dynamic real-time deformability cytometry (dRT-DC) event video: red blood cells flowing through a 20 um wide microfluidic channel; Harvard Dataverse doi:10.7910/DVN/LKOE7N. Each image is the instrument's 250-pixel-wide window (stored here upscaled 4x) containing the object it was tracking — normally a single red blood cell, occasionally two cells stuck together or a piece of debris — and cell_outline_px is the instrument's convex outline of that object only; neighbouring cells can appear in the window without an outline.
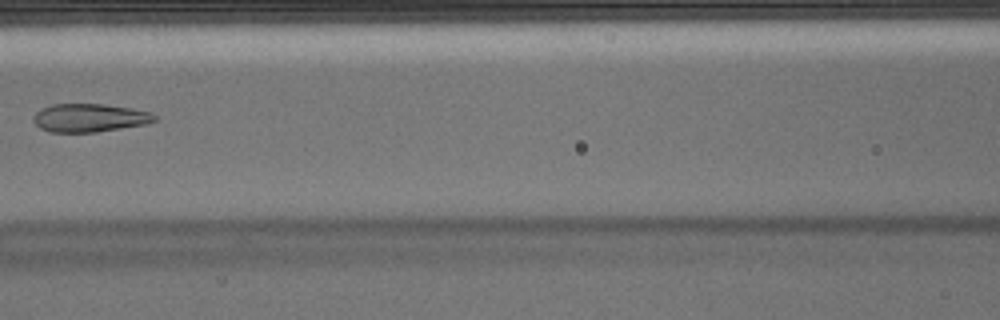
{"species": "Egyptian fruit bat (a non-hibernating species)", "species_latin": "Rousettus aegyptiacus", "temperature_condition": "warm", "stored_images_in_passage": 6, "camera_frame_rate_fps": 3000, "um_per_image_px": 0.085, "animal": {"sex": "male"}, "frame": {"image": 1, "passage_image": 6, "time_ms": 1.667, "image_size_px": [1000, 320], "cell_outline_px": [[156, 120], [148, 124], [96, 132], [52, 132], [40, 128], [32, 120], [32, 116], [40, 108], [52, 104], [104, 104], [132, 108], [148, 112], [156, 116]], "centroid_in_image_um": [7.59, 10.01], "position_along_channel_um": 159.0, "area_um2": 20.06}}